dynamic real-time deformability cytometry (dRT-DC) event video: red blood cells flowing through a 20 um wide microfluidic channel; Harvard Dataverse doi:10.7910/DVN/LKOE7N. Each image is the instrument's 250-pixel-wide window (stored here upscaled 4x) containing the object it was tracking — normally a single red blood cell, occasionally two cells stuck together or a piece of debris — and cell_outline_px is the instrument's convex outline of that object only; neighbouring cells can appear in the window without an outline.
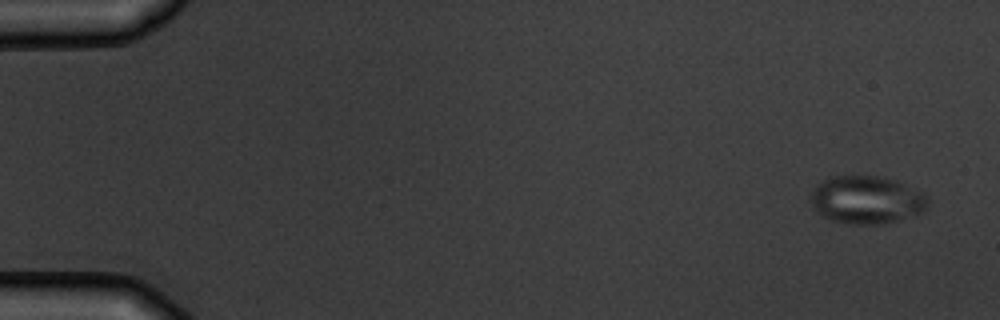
{"species": "common noctule bat (a hibernating species)", "species_latin": "Nyctalus noctula", "temperature_condition": "warm", "stored_images_in_passage": 6, "camera_frame_rate_fps": 3000, "um_per_image_px": 0.085, "animal": {"sex": "male", "body_mass_g": 19.5, "forearm_length_mm": 54.6}, "frame": {"image": 1, "passage_image": 1, "time_ms": 0.0, "image_size_px": [1000, 320], "cell_outline_px": [[928, 208], [920, 212], [884, 224], [848, 224], [832, 220], [820, 216], [812, 204], [812, 192], [816, 184], [832, 176], [880, 176], [896, 180], [920, 192], [928, 200]], "centroid_in_image_um": [73.62, 16.99], "position_along_channel_um": 11.4, "area_um2": 32.37}}